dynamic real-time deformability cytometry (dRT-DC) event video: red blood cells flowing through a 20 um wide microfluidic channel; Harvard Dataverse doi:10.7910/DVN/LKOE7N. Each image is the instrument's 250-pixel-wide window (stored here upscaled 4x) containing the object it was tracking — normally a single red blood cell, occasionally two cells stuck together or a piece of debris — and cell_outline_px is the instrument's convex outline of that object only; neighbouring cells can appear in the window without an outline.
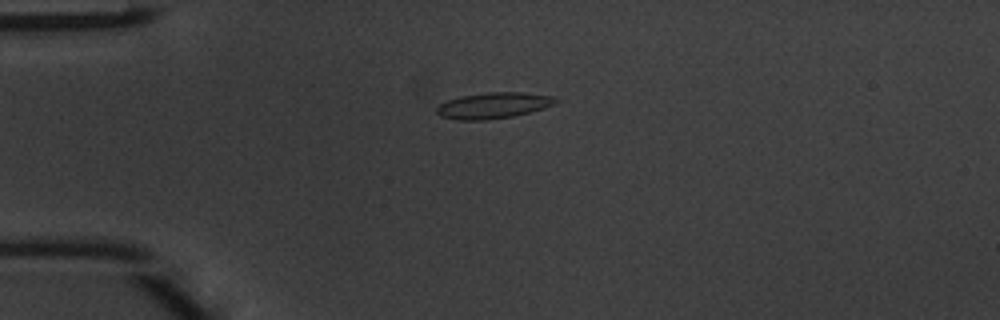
{"species": "common noctule bat (a hibernating species)", "species_latin": "Nyctalus noctula", "temperature_condition": "warm", "stored_images_in_passage": 39, "camera_frame_rate_fps": 3000, "um_per_image_px": 0.085, "animal": {"sex": "male", "body_mass_g": 20.1, "forearm_length_mm": 53.5}, "frame": {"image": 1, "passage_image": 3, "time_ms": 0.667, "image_size_px": [1000, 320], "cell_outline_px": [[560, 100], [552, 104], [528, 112], [512, 116], [484, 120], [456, 120], [440, 116], [436, 112], [436, 108], [440, 104], [448, 100], [460, 96], [488, 92], [524, 92], [552, 96]], "centroid_in_image_um": [41.88, 8.96], "position_along_channel_um": 43.1, "area_um2": 17.8}}
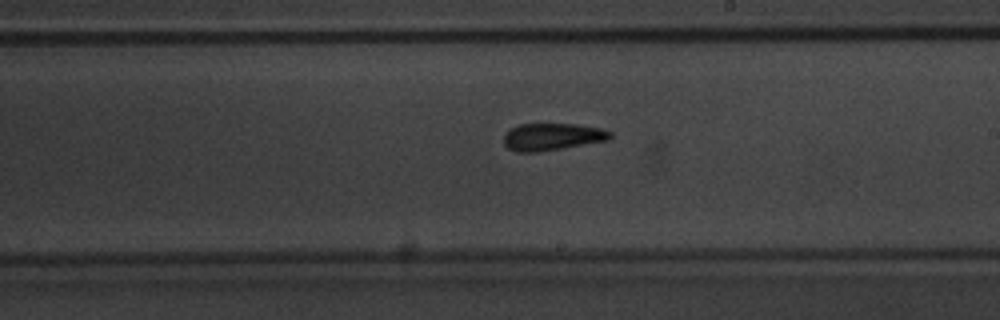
{"frame": {"image": 2, "passage_image": 19, "time_ms": 6.0, "image_size_px": [1000, 320], "cell_outline_px": [[612, 136], [608, 140], [536, 152], [516, 152], [508, 148], [504, 144], [504, 136], [512, 128], [520, 124], [576, 124], [600, 128], [612, 132]], "centroid_in_image_um": [46.94, 11.62], "position_along_channel_um": 242.1, "area_um2": 16.59}}
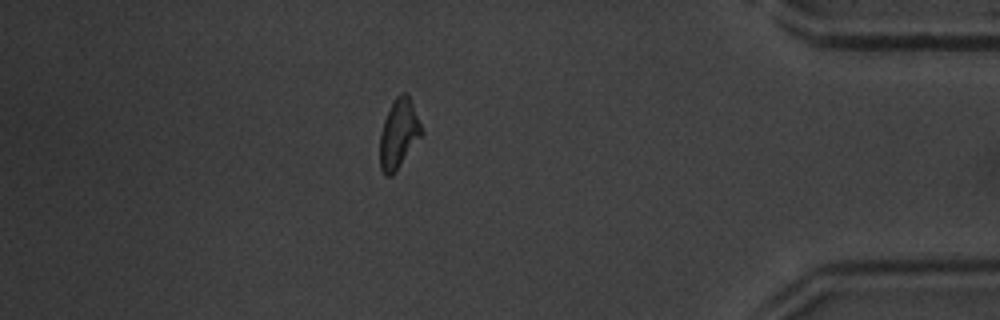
{"frame": {"image": 3, "passage_image": 33, "time_ms": 10.667, "image_size_px": [1000, 320], "cell_outline_px": [[424, 132], [392, 176], [384, 176], [380, 168], [380, 132], [384, 120], [396, 96], [400, 92], [408, 92]], "centroid_in_image_um": [33.89, 11.36], "position_along_channel_um": 401.3, "area_um2": 16.76}, "authors_computed_cell_mechanics": {"area_um2": 16.762, "velocity_mm_per_s": 4.1896, "shape_relaxation_time_tau1_ms": 2.3161, "shape_relaxation_time_tau2_ms": 1.9579, "deformation_change_tau1": 0.1327, "deformation_change_tau2": 0.1121}}